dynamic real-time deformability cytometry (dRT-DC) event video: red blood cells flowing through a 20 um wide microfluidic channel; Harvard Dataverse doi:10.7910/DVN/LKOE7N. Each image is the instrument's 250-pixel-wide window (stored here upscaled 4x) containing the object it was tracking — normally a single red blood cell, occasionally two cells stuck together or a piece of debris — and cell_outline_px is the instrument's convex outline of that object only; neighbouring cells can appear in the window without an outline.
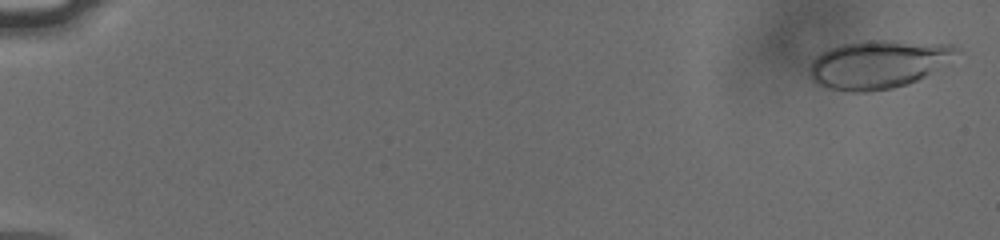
{"species": "human", "species_latin": "Homo sapiens", "temperature_condition": "cold", "stored_images_in_passage": 56, "camera_frame_rate_fps": 3000, "um_per_image_px": 0.085, "donor": {"sex": "male"}, "frame": {"image": 1, "passage_image": 2, "time_ms": 0.333, "image_size_px": [1000, 240], "cell_outline_px": [[960, 52], [924, 76], [908, 84], [892, 88], [864, 92], [852, 92], [828, 88], [812, 80], [812, 60], [816, 56], [840, 44], [864, 40], [884, 40], [952, 44], [960, 48]], "centroid_in_image_um": [74.66, 5.45], "position_along_channel_um": 10.3, "area_um2": 40.63}}
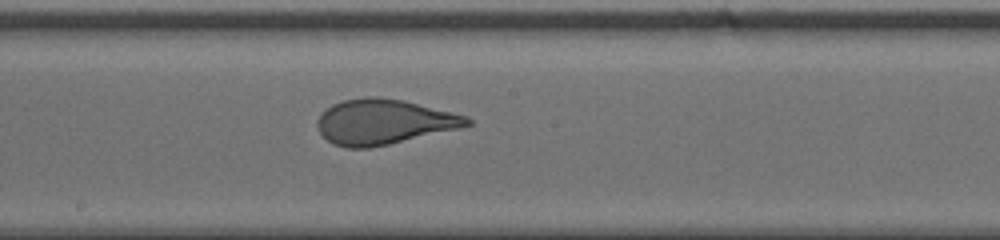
{"frame": {"image": 2, "passage_image": 33, "time_ms": 10.667, "image_size_px": [1000, 240], "cell_outline_px": [[472, 124], [456, 128], [388, 144], [368, 148], [348, 148], [332, 144], [320, 132], [316, 124], [316, 120], [332, 104], [344, 100], [364, 96], [380, 96], [404, 100], [468, 116], [472, 120]], "centroid_in_image_um": [32.59, 10.34], "position_along_channel_um": 215.6, "area_um2": 39.02}}
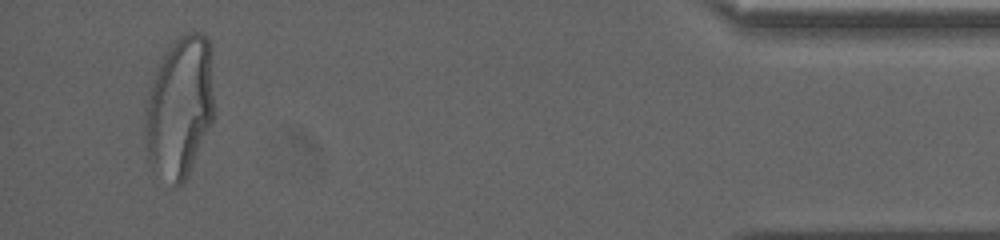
{"frame": {"image": 3, "passage_image": 54, "time_ms": 17.667, "image_size_px": [1000, 240], "cell_outline_px": [[212, 120], [188, 176], [180, 184], [172, 184], [152, 168], [148, 156], [144, 128], [144, 108], [148, 88], [152, 76], [168, 44], [172, 40], [188, 32], [204, 32], [212, 44]], "centroid_in_image_um": [15.24, 9.01], "position_along_channel_um": 420.0, "area_um2": 57.51}, "authors_computed_cell_mechanics": {"area_um2": 39.1595, "velocity_mm_per_s": 3.7934, "shape_relaxation_time_tau1_ms": 4.7467, "shape_relaxation_time_tau2_ms": null, "deformation_change_tau1": 0.2093, "deformation_change_tau2": null}}